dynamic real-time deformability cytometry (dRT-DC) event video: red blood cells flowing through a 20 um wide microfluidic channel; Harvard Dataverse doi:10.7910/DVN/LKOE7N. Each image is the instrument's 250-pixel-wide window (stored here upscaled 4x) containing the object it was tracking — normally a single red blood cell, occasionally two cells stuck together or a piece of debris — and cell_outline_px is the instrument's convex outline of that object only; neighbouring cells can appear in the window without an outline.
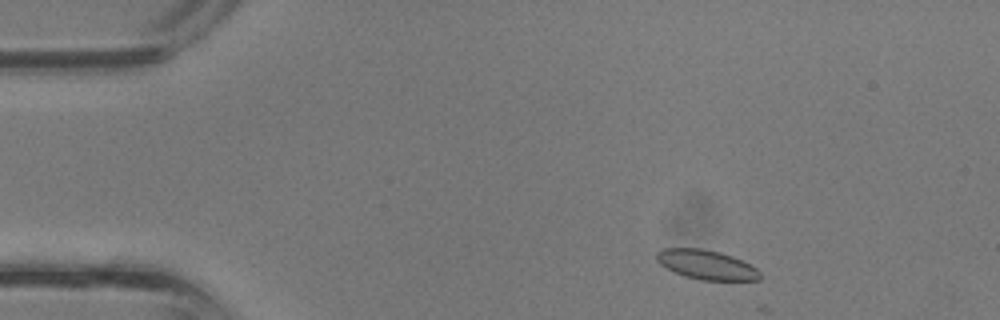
{"species": "common noctule bat (a hibernating species)", "species_latin": "Nyctalus noctula", "temperature_condition": "room temperature", "stored_images_in_passage": 5, "camera_frame_rate_fps": 3000, "um_per_image_px": 0.085, "animal": {"sex": "male", "body_mass_g": 13.3}, "frame": {"image": 1, "passage_image": 3, "time_ms": 0.667, "image_size_px": [1000, 320], "cell_outline_px": [[760, 280], [700, 280], [684, 276], [672, 272], [660, 264], [656, 260], [656, 252], [664, 248], [700, 248], [720, 252], [732, 256], [756, 268], [760, 272]], "centroid_in_image_um": [60.0, 22.5], "position_along_channel_um": 25.0, "area_um2": 17.74}}